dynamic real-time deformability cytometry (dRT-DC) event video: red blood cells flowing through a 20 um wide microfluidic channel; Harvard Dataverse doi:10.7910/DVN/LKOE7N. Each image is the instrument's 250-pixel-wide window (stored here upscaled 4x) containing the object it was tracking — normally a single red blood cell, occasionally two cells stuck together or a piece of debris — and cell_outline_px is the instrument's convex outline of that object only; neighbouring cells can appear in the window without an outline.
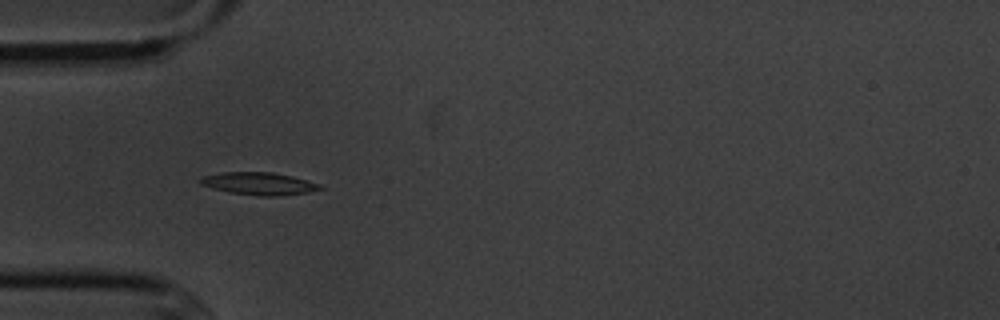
{"species": "common noctule bat (a hibernating species)", "species_latin": "Nyctalus noctula", "temperature_condition": "cold", "stored_images_in_passage": 5, "camera_frame_rate_fps": 3000, "um_per_image_px": 0.085, "animal": {"sex": "male", "body_mass_g": 20.1, "forearm_length_mm": 53.5}, "frame": {"image": 1, "passage_image": 4, "time_ms": 4.333, "image_size_px": [1000, 320], "cell_outline_px": [[324, 188], [308, 192], [280, 196], [260, 196], [232, 192], [212, 188], [200, 184], [196, 180], [200, 176], [224, 172], [272, 172], [292, 176], [308, 180], [320, 184]], "centroid_in_image_um": [21.99, 15.6], "position_along_channel_um": 63.0, "area_um2": 15.78}}
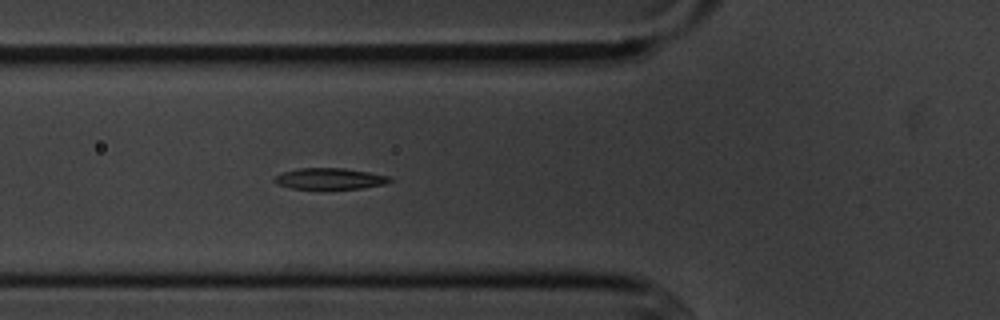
{"frame": {"image": 2, "passage_image": 5, "time_ms": 5.333, "image_size_px": [1000, 320], "cell_outline_px": [[392, 180], [384, 184], [360, 188], [328, 192], [292, 188], [276, 184], [272, 180], [272, 176], [296, 168], [344, 168], [392, 176]], "centroid_in_image_um": [27.98, 15.23], "position_along_channel_um": 97.8, "area_um2": 15.14}}